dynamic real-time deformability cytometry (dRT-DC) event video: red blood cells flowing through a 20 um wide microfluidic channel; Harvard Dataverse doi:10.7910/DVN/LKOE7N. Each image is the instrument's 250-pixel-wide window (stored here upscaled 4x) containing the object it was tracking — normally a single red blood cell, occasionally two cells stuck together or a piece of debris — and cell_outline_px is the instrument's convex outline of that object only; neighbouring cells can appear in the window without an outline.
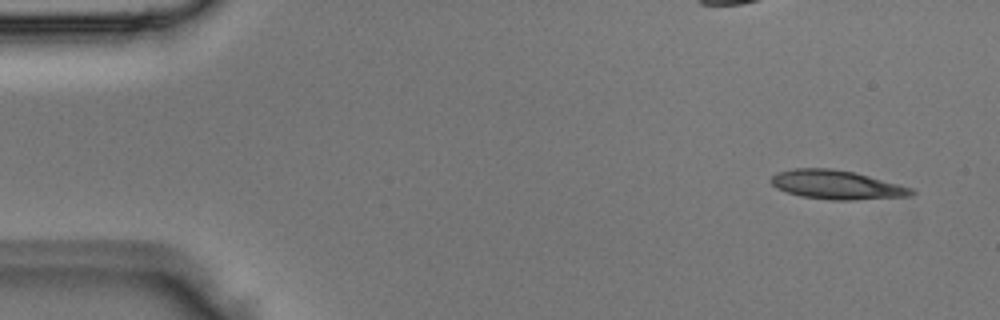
{"species": "Egyptian fruit bat (a non-hibernating species)", "species_latin": "Rousettus aegyptiacus", "temperature_condition": "room temperature", "stored_images_in_passage": 4, "camera_frame_rate_fps": 3000, "um_per_image_px": 0.085, "animal": {"sex": "male"}, "frame": {"image": 1, "passage_image": 1, "time_ms": 0.0, "image_size_px": [1000, 320], "cell_outline_px": [[916, 192], [912, 196], [856, 200], [832, 200], [800, 196], [776, 188], [772, 184], [772, 176], [776, 172], [792, 168], [832, 168], [852, 172], [900, 184], [912, 188]], "centroid_in_image_um": [71.13, 15.71], "position_along_channel_um": 13.9, "area_um2": 23.7}}